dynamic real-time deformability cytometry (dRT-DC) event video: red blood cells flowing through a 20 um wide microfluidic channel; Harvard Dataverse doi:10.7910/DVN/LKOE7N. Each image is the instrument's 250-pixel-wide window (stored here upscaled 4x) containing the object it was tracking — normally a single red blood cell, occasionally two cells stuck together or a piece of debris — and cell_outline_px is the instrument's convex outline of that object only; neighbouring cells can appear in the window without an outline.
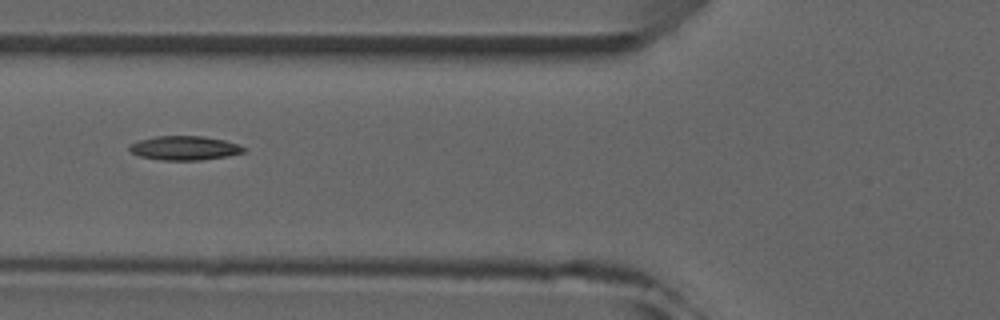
{"species": "common noctule bat (a hibernating species)", "species_latin": "Nyctalus noctula", "temperature_condition": "room temperature", "stored_images_in_passage": 6, "camera_frame_rate_fps": 3000, "um_per_image_px": 0.085, "animal": {"sex": "male", "forearm_length_mm": 52.5}, "frame": {"image": 1, "passage_image": 6, "time_ms": 6.333, "image_size_px": [1000, 320], "cell_outline_px": [[248, 148], [244, 152], [228, 156], [200, 160], [160, 160], [140, 156], [132, 152], [128, 148], [128, 144], [140, 140], [156, 136], [204, 136], [224, 140]], "centroid_in_image_um": [15.69, 12.58], "position_along_channel_um": 110.1, "area_um2": 16.07}}